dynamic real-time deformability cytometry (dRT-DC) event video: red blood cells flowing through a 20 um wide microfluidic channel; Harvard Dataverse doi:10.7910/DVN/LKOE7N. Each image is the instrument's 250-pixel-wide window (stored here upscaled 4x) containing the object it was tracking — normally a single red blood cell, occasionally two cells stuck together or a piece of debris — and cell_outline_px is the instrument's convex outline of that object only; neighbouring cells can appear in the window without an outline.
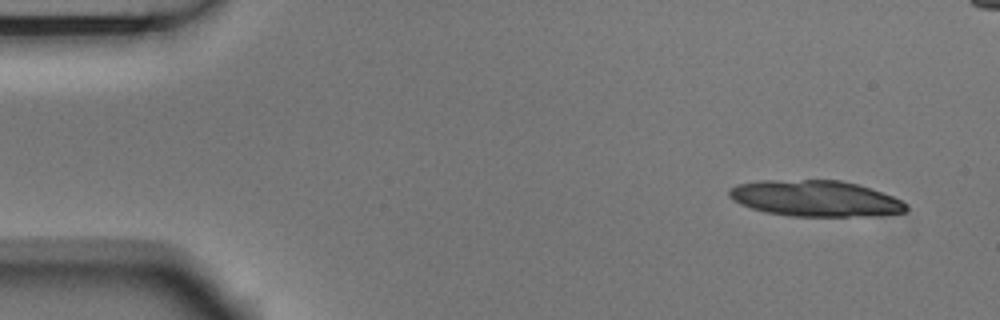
{"species": "Egyptian fruit bat (a non-hibernating species)", "species_latin": "Rousettus aegyptiacus", "temperature_condition": "room temperature", "stored_images_in_passage": 5, "camera_frame_rate_fps": 3000, "um_per_image_px": 0.085, "animal": {"sex": "male"}, "frame": {"image": 1, "passage_image": 1, "time_ms": 0.0, "image_size_px": [1000, 320], "cell_outline_px": [[908, 208], [904, 212], [872, 216], [792, 216], [768, 212], [752, 208], [740, 204], [732, 200], [728, 196], [728, 192], [732, 188], [740, 184], [760, 180], [840, 180], [872, 188], [892, 196], [908, 204]], "centroid_in_image_um": [69.33, 16.87], "position_along_channel_um": 15.7, "area_um2": 37.05}}